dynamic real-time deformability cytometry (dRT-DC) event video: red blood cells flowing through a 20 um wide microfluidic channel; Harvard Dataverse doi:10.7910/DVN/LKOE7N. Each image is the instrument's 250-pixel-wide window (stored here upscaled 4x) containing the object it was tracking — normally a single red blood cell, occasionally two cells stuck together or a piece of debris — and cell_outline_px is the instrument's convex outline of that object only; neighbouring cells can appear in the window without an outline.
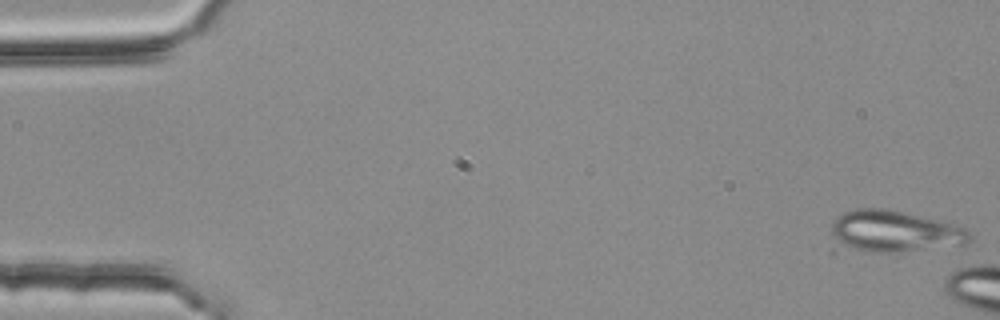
{"species": "common noctule bat (a hibernating species)", "species_latin": "Nyctalus noctula", "temperature_condition": "room temperature", "stored_images_in_passage": 4, "camera_frame_rate_fps": 3000, "um_per_image_px": 0.085, "animal": {"sex": "female", "body_mass_g": 25.1}, "frame": {"image": 1, "passage_image": 1, "time_ms": 0.0, "image_size_px": [1000, 320], "cell_outline_px": [[972, 236], [964, 244], [900, 252], [832, 256], [828, 252], [832, 220], [836, 216], [844, 212], [856, 208], [888, 208], [940, 220], [956, 224], [964, 228]], "centroid_in_image_um": [75.67, 19.76], "position_along_channel_um": 9.3, "area_um2": 36.36}}